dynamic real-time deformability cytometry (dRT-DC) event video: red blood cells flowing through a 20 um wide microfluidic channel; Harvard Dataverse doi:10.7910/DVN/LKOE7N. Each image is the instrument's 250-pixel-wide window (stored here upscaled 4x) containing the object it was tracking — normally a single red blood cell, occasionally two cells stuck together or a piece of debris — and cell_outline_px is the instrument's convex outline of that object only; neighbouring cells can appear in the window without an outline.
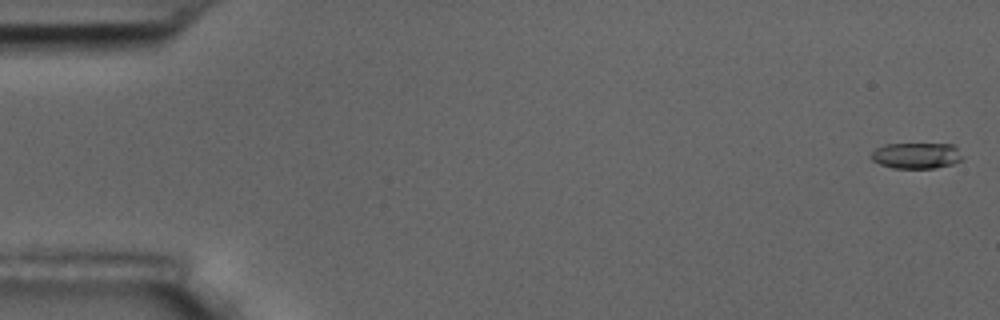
{"species": "common noctule bat (a hibernating species)", "species_latin": "Nyctalus noctula", "temperature_condition": "room temperature", "stored_images_in_passage": 13, "camera_frame_rate_fps": 3000, "um_per_image_px": 0.085, "animal": {"sex": "male", "body_mass_g": 17.5, "forearm_length_mm": 52.3}, "frame": {"image": 1, "passage_image": 2, "time_ms": 0.333, "image_size_px": [1000, 320], "cell_outline_px": [[964, 160], [952, 164], [936, 168], [892, 168], [880, 164], [872, 160], [872, 152], [876, 148], [884, 144], [952, 144], [956, 148]], "centroid_in_image_um": [77.9, 13.23], "position_along_channel_um": 7.1, "area_um2": 13.76}}